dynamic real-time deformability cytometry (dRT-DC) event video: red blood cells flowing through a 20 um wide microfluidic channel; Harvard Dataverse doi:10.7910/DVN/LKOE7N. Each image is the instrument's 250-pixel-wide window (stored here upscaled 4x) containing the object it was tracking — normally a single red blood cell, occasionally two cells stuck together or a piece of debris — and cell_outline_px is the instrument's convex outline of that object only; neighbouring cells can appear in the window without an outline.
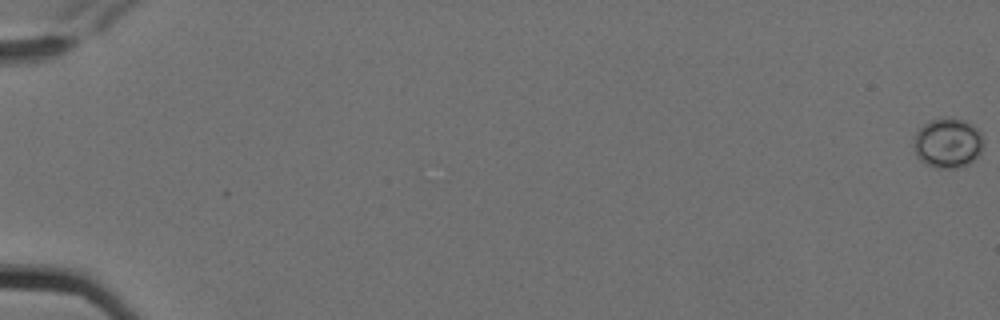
{"species": "Egyptian fruit bat (a non-hibernating species)", "species_latin": "Rousettus aegyptiacus", "temperature_condition": "cold", "stored_images_in_passage": 6, "camera_frame_rate_fps": 3000, "um_per_image_px": 0.085, "animal": {"sex": "female"}, "frame": {"image": 1, "passage_image": 1, "time_ms": 0.0, "image_size_px": [1000, 320], "cell_outline_px": [[984, 144], [980, 152], [968, 164], [956, 168], [936, 168], [920, 160], [916, 156], [912, 144], [916, 132], [928, 120], [960, 120], [972, 124], [980, 132], [984, 140]], "centroid_in_image_um": [80.54, 12.19], "position_along_channel_um": 4.5, "area_um2": 19.94}}